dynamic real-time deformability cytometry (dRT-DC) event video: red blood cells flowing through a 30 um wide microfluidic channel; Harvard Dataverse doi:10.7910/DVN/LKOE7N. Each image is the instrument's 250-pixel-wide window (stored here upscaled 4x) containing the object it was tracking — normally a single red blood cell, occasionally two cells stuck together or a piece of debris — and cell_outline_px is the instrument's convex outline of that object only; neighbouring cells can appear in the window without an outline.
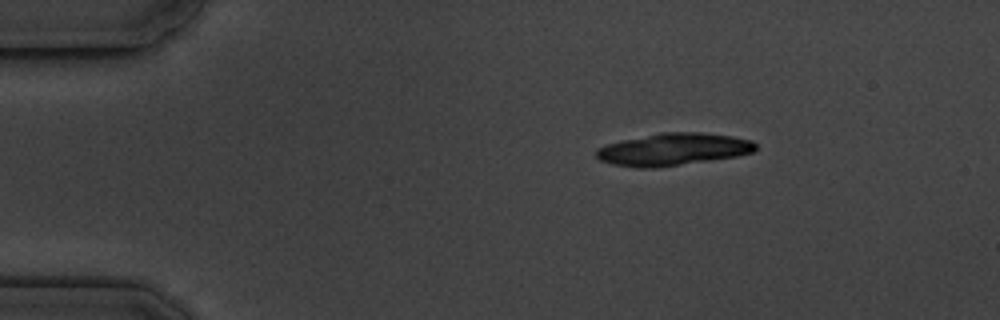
{"species": "common noctule bat (a hibernating species)", "species_latin": "Nyctalus noctula", "temperature_condition": "cold", "stored_images_in_passage": 4, "camera_frame_rate_fps": 3000, "um_per_image_px": 0.085, "animal": {"sex": "male", "body_mass_g": 19.5, "forearm_length_mm": 54.6}, "frame": {"image": 1, "passage_image": 1, "time_ms": 0.0, "image_size_px": [1000, 320], "cell_outline_px": [[756, 148], [752, 152], [736, 156], [656, 168], [640, 168], [612, 164], [600, 160], [596, 156], [596, 148], [608, 144], [624, 140], [664, 132], [700, 132], [732, 136], [752, 140], [756, 144]], "centroid_in_image_um": [57.22, 12.7], "position_along_channel_um": 27.8, "area_um2": 29.65}}